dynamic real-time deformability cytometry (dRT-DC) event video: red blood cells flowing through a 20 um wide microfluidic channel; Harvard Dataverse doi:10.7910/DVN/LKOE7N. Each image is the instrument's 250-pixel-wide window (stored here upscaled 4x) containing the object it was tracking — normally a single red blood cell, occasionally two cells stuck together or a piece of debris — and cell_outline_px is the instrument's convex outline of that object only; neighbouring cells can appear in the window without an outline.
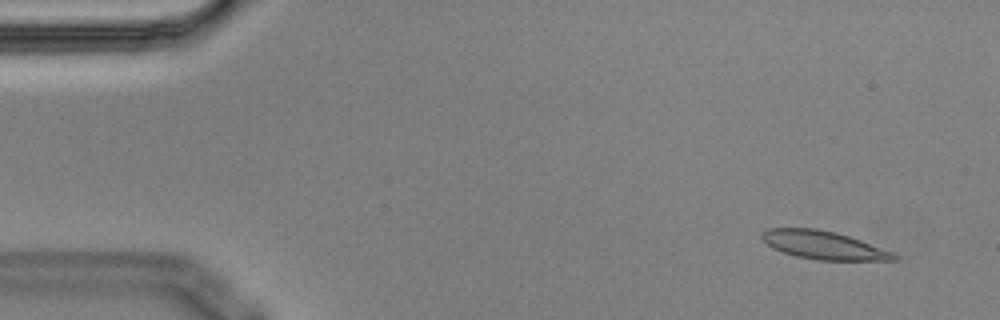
{"species": "Egyptian fruit bat (a non-hibernating species)", "species_latin": "Rousettus aegyptiacus", "temperature_condition": "cold", "stored_images_in_passage": 5, "camera_frame_rate_fps": 3000, "um_per_image_px": 0.085, "animal": {"sex": "male"}, "frame": {"image": 1, "passage_image": 1, "time_ms": 0.0, "image_size_px": [1000, 320], "cell_outline_px": [[900, 260], [816, 260], [796, 256], [772, 248], [760, 236], [760, 232], [768, 228], [816, 228], [836, 232], [860, 240], [892, 252], [900, 256]], "centroid_in_image_um": [69.99, 20.83], "position_along_channel_um": 15.0, "area_um2": 21.68}}